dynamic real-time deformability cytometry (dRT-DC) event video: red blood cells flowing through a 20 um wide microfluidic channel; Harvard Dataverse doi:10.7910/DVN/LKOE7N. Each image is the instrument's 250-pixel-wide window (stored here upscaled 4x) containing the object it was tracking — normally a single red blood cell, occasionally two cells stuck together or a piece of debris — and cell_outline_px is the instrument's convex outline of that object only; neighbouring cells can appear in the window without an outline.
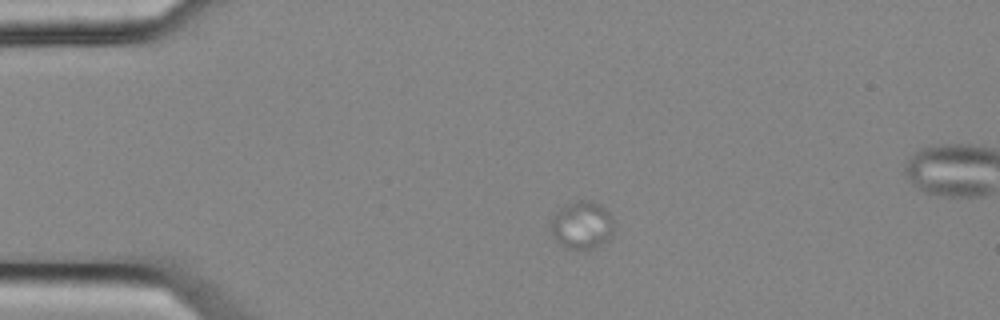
{"species": "common noctule bat (a hibernating species)", "species_latin": "Nyctalus noctula", "temperature_condition": "cold", "stored_images_in_passage": 5, "camera_frame_rate_fps": 3000, "um_per_image_px": 0.085, "animal": {"sex": "female", "body_mass_g": 25.1}, "frame": {"image": 1, "passage_image": 1, "time_ms": 0.0, "image_size_px": [1000, 320], "cell_outline_px": [[612, 236], [608, 240], [584, 252], [564, 248], [552, 236], [552, 220], [556, 212], [564, 204], [576, 200], [588, 200], [600, 204], [608, 212], [612, 220]], "centroid_in_image_um": [49.45, 19.16], "position_along_channel_um": 35.6, "area_um2": 17.74}}